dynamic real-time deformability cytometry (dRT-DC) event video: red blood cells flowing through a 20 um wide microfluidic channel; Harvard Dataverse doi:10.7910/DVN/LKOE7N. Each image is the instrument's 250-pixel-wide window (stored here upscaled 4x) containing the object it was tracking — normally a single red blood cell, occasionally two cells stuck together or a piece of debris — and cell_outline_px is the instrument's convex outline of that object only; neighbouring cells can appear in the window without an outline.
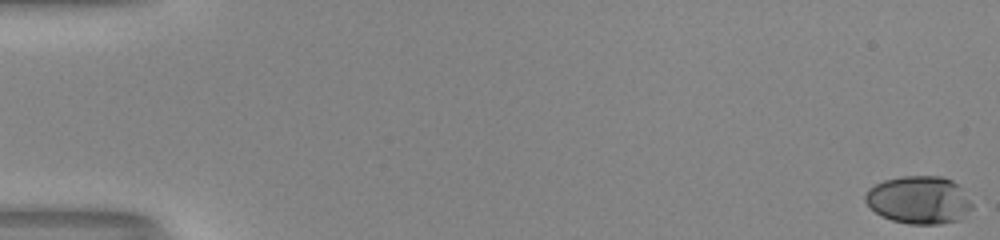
{"species": "human", "species_latin": "Homo sapiens", "temperature_condition": "room temperature", "stored_images_in_passage": 54, "camera_frame_rate_fps": 3000, "um_per_image_px": 0.085, "donor": {"sex": "male"}, "frame": {"image": 1, "passage_image": 1, "time_ms": 0.0, "image_size_px": [1000, 240], "cell_outline_px": [[972, 208], [960, 220], [940, 224], [908, 224], [892, 220], [876, 212], [864, 200], [864, 196], [868, 188], [884, 180], [904, 176], [940, 176], [952, 180], [960, 188], [972, 204]], "centroid_in_image_um": [78.1, 17.0], "position_along_channel_um": 6.9, "area_um2": 29.54}}
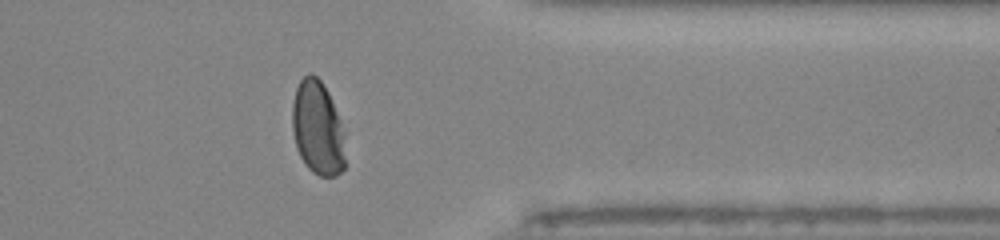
{"frame": {"image": 2, "passage_image": 44, "time_ms": 14.333, "image_size_px": [1000, 240], "cell_outline_px": [[344, 168], [336, 176], [320, 176], [312, 172], [308, 168], [300, 156], [296, 148], [292, 132], [292, 104], [296, 88], [300, 80], [308, 72], [312, 72], [320, 80], [328, 92], [344, 132]], "centroid_in_image_um": [26.97, 10.88], "position_along_channel_um": 384.4, "area_um2": 29.07}}
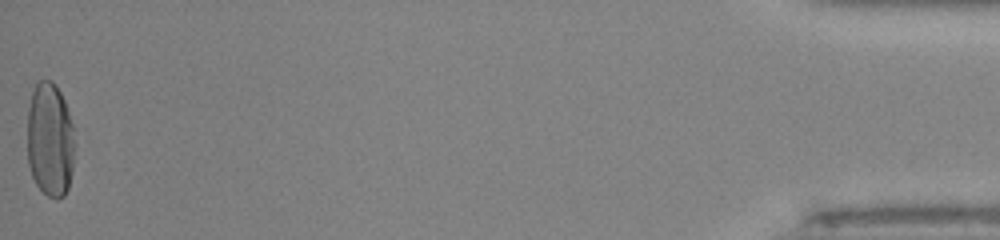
{"frame": {"image": 3, "passage_image": 54, "time_ms": 17.667, "image_size_px": [1000, 240], "cell_outline_px": [[72, 172], [68, 188], [64, 196], [56, 200], [48, 196], [36, 184], [32, 176], [28, 164], [28, 108], [32, 92], [36, 80], [52, 80], [60, 92], [64, 100], [72, 124]], "centroid_in_image_um": [4.22, 11.88], "position_along_channel_um": 431.0, "area_um2": 31.39}, "authors_computed_cell_mechanics": {"area_um2": 31.1253, "velocity_mm_per_s": 4.0352, "shape_relaxation_time_tau1_ms": 4.287, "shape_relaxation_time_tau2_ms": null, "deformation_change_tau1": 0.1873, "deformation_change_tau2": null}}